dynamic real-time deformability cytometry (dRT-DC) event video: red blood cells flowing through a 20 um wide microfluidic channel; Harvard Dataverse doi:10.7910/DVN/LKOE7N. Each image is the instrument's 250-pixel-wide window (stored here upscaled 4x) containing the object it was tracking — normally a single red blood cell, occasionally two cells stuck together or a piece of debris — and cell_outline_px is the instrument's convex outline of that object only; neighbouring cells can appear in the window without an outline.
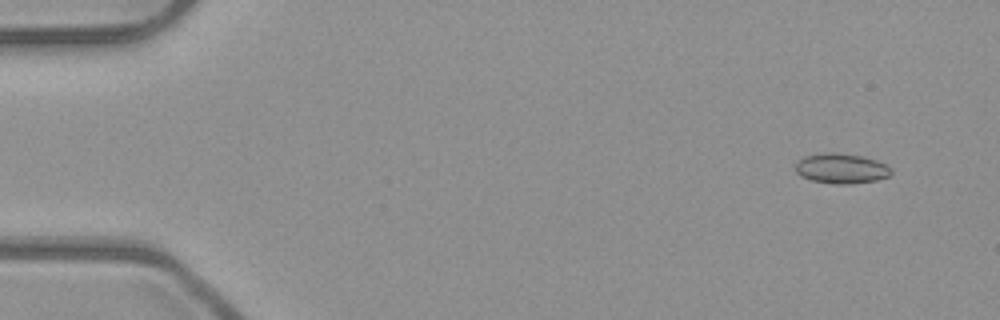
{"species": "common noctule bat (a hibernating species)", "species_latin": "Nyctalus noctula", "temperature_condition": "room temperature", "stored_images_in_passage": 5, "camera_frame_rate_fps": 3000, "um_per_image_px": 0.085, "animal": {"sex": "male", "body_mass_g": 23.1, "forearm_length_mm": 52.7}, "frame": {"image": 1, "passage_image": 1, "time_ms": 0.0, "image_size_px": [1000, 320], "cell_outline_px": [[892, 172], [888, 176], [876, 180], [848, 184], [832, 184], [812, 180], [800, 176], [796, 172], [796, 160], [804, 156], [828, 152], [832, 152], [864, 156], [876, 160], [892, 168]], "centroid_in_image_um": [71.49, 14.31], "position_along_channel_um": 13.5, "area_um2": 16.82}}
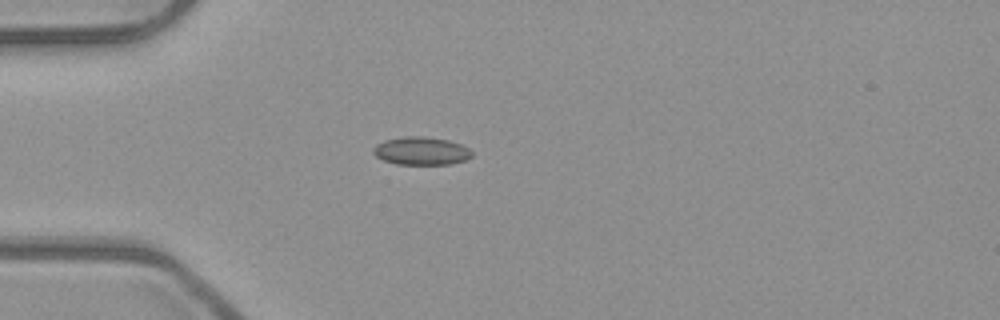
{"frame": {"image": 2, "passage_image": 4, "time_ms": 1.0, "image_size_px": [1000, 320], "cell_outline_px": [[472, 156], [464, 160], [452, 164], [396, 164], [384, 160], [376, 156], [372, 152], [372, 148], [376, 144], [384, 140], [404, 136], [424, 136], [448, 140], [460, 144], [468, 148], [472, 152]], "centroid_in_image_um": [35.78, 12.82], "position_along_channel_um": 49.2, "area_um2": 16.13}}